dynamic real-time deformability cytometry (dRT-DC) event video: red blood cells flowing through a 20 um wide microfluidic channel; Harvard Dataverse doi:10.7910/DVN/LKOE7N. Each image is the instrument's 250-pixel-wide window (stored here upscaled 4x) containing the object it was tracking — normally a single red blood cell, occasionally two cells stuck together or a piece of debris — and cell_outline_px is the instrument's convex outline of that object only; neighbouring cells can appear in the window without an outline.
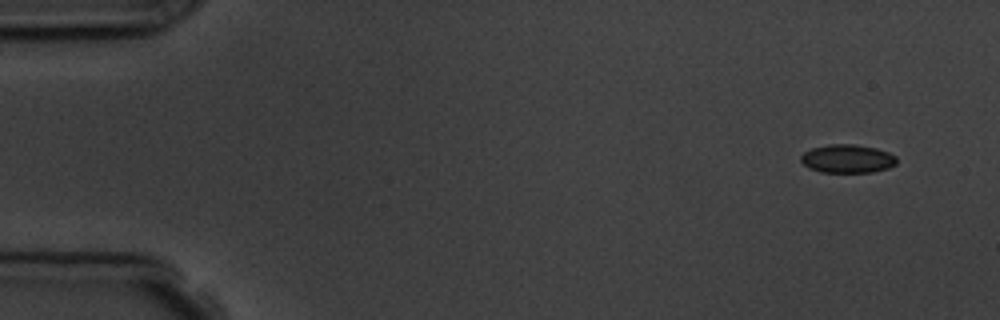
{"species": "common noctule bat (a hibernating species)", "species_latin": "Nyctalus noctula", "temperature_condition": "room temperature", "stored_images_in_passage": 5, "camera_frame_rate_fps": 3000, "um_per_image_px": 0.085, "animal": {"sex": "male", "body_mass_g": 19.5, "forearm_length_mm": 54.6}, "frame": {"image": 1, "passage_image": 1, "time_ms": 0.0, "image_size_px": [1000, 320], "cell_outline_px": [[896, 164], [888, 168], [872, 172], [820, 172], [808, 168], [800, 160], [800, 156], [804, 152], [812, 148], [828, 144], [852, 144], [876, 148], [888, 152], [896, 156]], "centroid_in_image_um": [72.01, 13.49], "position_along_channel_um": 13.0, "area_um2": 15.9}}
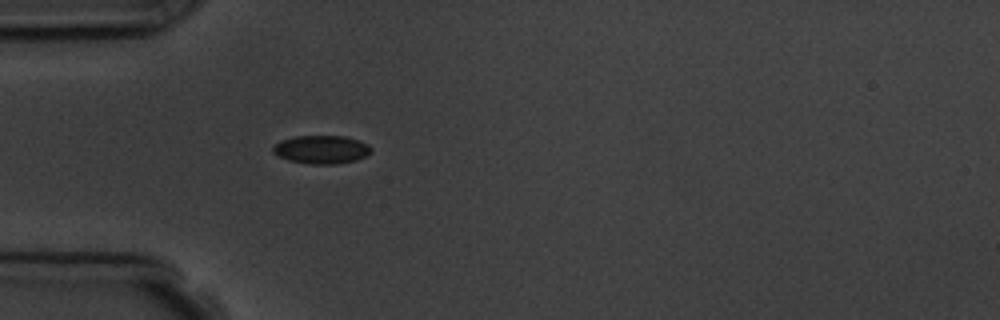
{"frame": {"image": 2, "passage_image": 5, "time_ms": 4.333, "image_size_px": [1000, 320], "cell_outline_px": [[372, 152], [356, 160], [336, 164], [308, 164], [288, 160], [272, 152], [272, 148], [280, 140], [296, 136], [344, 136], [368, 144], [372, 148]], "centroid_in_image_um": [27.32, 12.71], "position_along_channel_um": 57.7, "area_um2": 16.13}}